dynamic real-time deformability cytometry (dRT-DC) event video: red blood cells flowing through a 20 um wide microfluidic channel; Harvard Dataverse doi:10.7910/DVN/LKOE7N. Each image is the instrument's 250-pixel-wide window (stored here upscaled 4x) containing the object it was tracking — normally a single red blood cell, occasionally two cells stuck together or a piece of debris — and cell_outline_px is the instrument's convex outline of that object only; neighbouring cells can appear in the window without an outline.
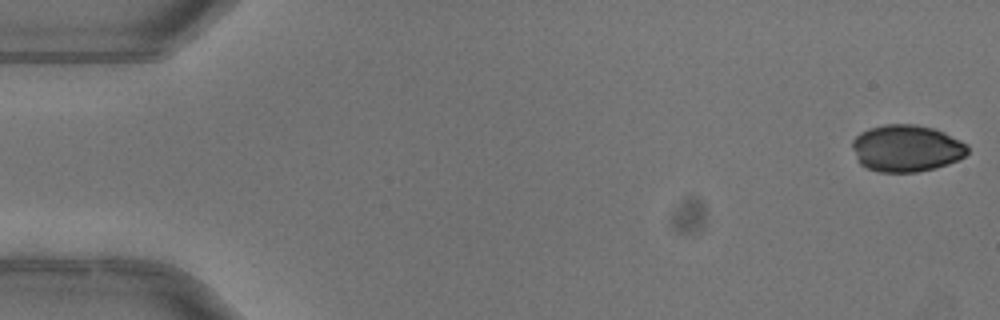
{"species": "common noctule bat (a hibernating species)", "species_latin": "Nyctalus noctula", "temperature_condition": "warm", "stored_images_in_passage": 51, "camera_frame_rate_fps": 3000, "um_per_image_px": 0.085, "animal": {"sex": "female"}, "frame": {"image": 1, "passage_image": 1, "time_ms": 0.0, "image_size_px": [1000, 320], "cell_outline_px": [[968, 152], [964, 156], [948, 164], [936, 168], [916, 172], [880, 172], [868, 168], [860, 164], [856, 160], [852, 148], [852, 140], [860, 132], [868, 128], [884, 124], [916, 124], [932, 128], [944, 132], [968, 144]], "centroid_in_image_um": [77.02, 12.6], "position_along_channel_um": 8.0, "area_um2": 31.73}}
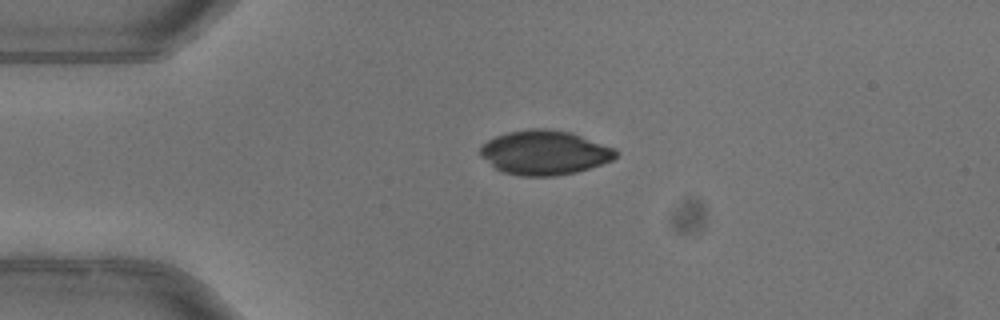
{"frame": {"image": 2, "passage_image": 12, "time_ms": 3.667, "image_size_px": [1000, 320], "cell_outline_px": [[620, 152], [612, 160], [576, 172], [552, 176], [520, 176], [504, 172], [496, 168], [480, 156], [480, 148], [488, 140], [496, 136], [508, 132], [532, 128], [548, 128], [572, 132], [616, 148]], "centroid_in_image_um": [46.31, 12.96], "position_along_channel_um": 38.7, "area_um2": 35.08}}